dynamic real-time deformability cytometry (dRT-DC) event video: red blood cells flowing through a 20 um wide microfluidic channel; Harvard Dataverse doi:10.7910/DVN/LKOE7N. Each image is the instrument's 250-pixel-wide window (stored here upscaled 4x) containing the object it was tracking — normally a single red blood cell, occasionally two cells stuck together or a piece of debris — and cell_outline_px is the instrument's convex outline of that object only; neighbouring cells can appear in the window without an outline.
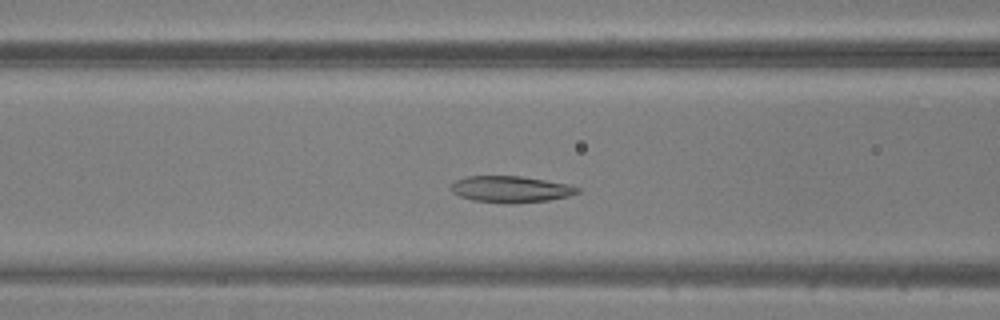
{"species": "common noctule bat (a hibernating species)", "species_latin": "Nyctalus noctula", "temperature_condition": "warm", "stored_images_in_passage": 42, "camera_frame_rate_fps": 3000, "um_per_image_px": 0.085, "animal": {"sex": "male", "body_mass_g": 20.5, "forearm_length_mm": 52.5}, "frame": {"image": 1, "passage_image": 13, "time_ms": 4.0, "image_size_px": [1000, 320], "cell_outline_px": [[580, 192], [568, 196], [548, 200], [516, 204], [508, 204], [472, 200], [460, 196], [452, 192], [448, 188], [456, 180], [464, 176], [520, 176], [568, 184], [580, 188]], "centroid_in_image_um": [43.38, 16.09], "position_along_channel_um": 123.2, "area_um2": 19.65}}
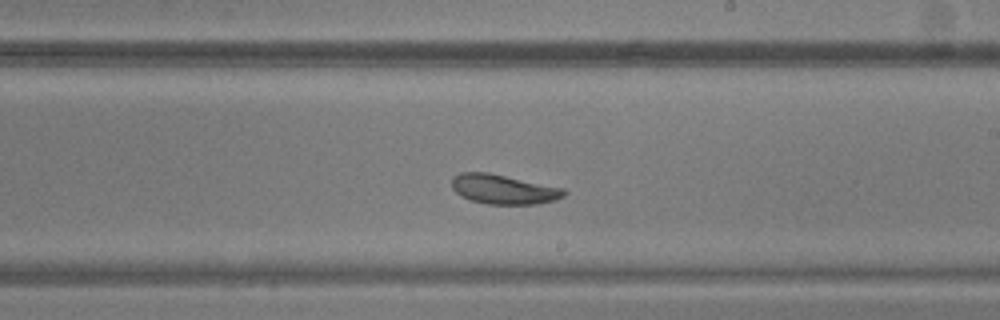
{"frame": {"image": 2, "passage_image": 22, "time_ms": 7.0, "image_size_px": [1000, 320], "cell_outline_px": [[568, 192], [564, 196], [556, 200], [536, 204], [484, 204], [460, 196], [452, 188], [452, 176], [460, 172], [488, 172], [564, 188]], "centroid_in_image_um": [42.8, 16.09], "position_along_channel_um": 246.2, "area_um2": 19.48}}
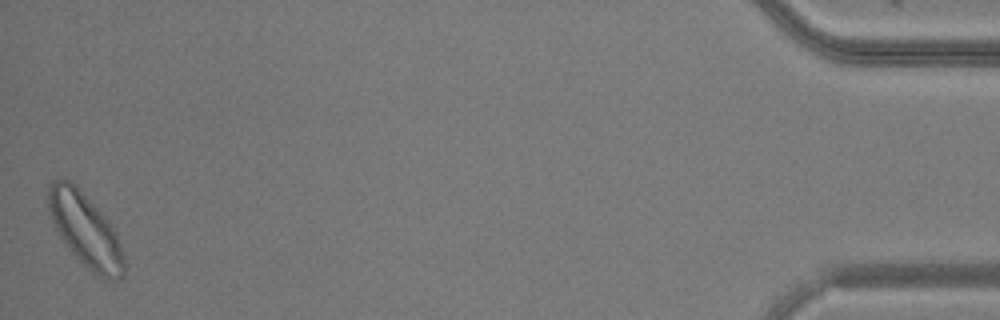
{"frame": {"image": 3, "passage_image": 42, "time_ms": 13.667, "image_size_px": [1000, 320], "cell_outline_px": [[124, 276], [116, 280], [108, 280], [92, 272], [72, 252], [56, 228], [48, 212], [48, 184], [52, 180], [68, 180], [76, 184], [104, 216], [116, 232], [124, 260]], "centroid_in_image_um": [7.25, 19.53], "position_along_channel_um": 427.9, "area_um2": 31.79}}